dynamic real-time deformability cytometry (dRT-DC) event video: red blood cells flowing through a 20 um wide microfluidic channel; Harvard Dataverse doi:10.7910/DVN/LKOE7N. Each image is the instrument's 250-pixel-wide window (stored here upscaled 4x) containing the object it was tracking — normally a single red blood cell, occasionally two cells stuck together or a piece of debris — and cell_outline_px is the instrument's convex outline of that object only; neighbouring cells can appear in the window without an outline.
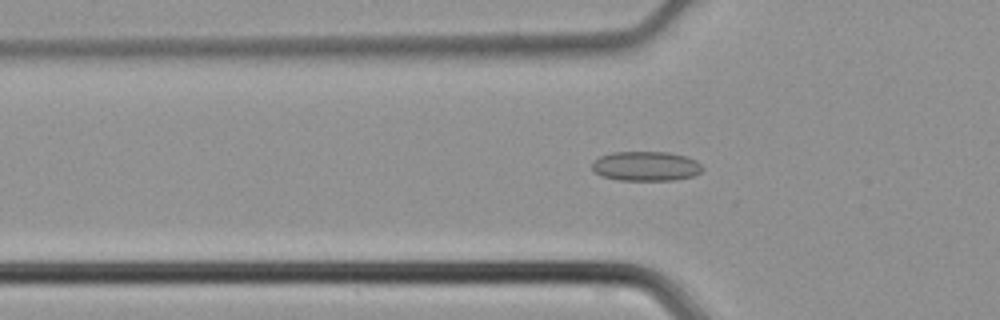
{"species": "common noctule bat (a hibernating species)", "species_latin": "Nyctalus noctula", "temperature_condition": "cold", "stored_images_in_passage": 40, "camera_frame_rate_fps": 3000, "um_per_image_px": 0.085, "animal": {"sex": "male", "body_mass_g": 21.5, "forearm_length_mm": 52.0}, "frame": {"image": 1, "passage_image": 9, "time_ms": 2.667, "image_size_px": [1000, 320], "cell_outline_px": [[704, 168], [700, 172], [692, 176], [672, 180], [616, 180], [600, 176], [592, 168], [592, 164], [600, 156], [612, 152], [668, 152], [684, 156], [696, 160]], "centroid_in_image_um": [54.89, 14.12], "position_along_channel_um": 70.9, "area_um2": 18.96}}
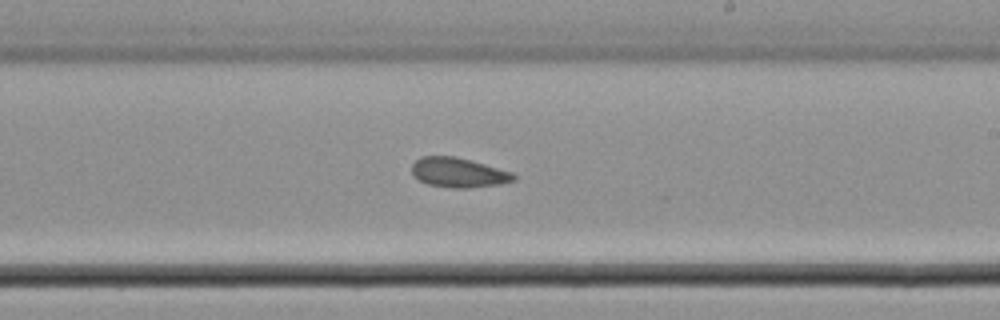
{"frame": {"image": 2, "passage_image": 21, "time_ms": 6.667, "image_size_px": [1000, 320], "cell_outline_px": [[516, 180], [500, 184], [468, 188], [452, 188], [428, 184], [412, 176], [412, 164], [420, 156], [452, 156], [468, 160], [512, 172], [516, 176]], "centroid_in_image_um": [38.94, 14.68], "position_along_channel_um": 250.1, "area_um2": 17.46}}
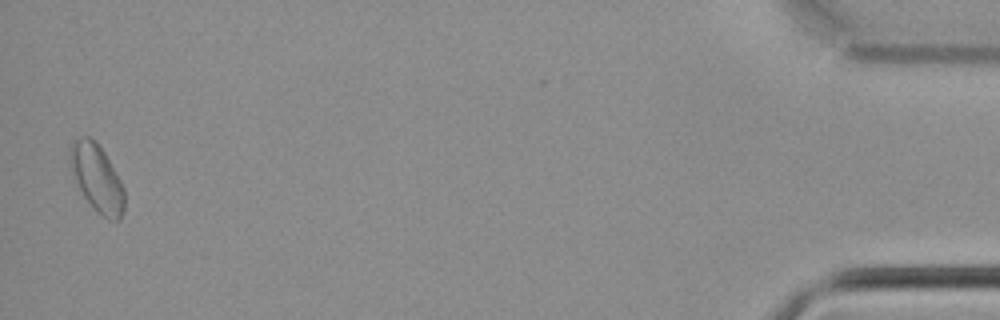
{"frame": {"image": 3, "passage_image": 39, "time_ms": 12.667, "image_size_px": [1000, 320], "cell_outline_px": [[124, 212], [120, 220], [108, 220], [84, 196], [80, 188], [72, 168], [72, 144], [80, 136], [88, 136], [104, 152], [116, 172], [124, 188]], "centroid_in_image_um": [8.31, 15.17], "position_along_channel_um": 426.9, "area_um2": 20.17}}